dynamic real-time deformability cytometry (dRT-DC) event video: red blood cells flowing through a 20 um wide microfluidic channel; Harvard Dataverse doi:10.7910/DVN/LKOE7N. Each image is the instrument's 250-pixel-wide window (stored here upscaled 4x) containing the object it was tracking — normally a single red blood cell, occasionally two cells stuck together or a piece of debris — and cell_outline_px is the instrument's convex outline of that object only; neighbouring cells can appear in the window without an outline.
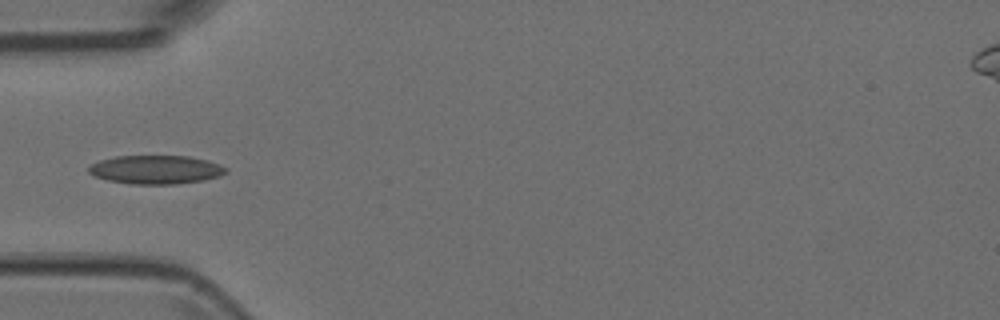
{"species": "Egyptian fruit bat (a non-hibernating species)", "species_latin": "Rousettus aegyptiacus", "temperature_condition": "room temperature", "stored_images_in_passage": 4, "camera_frame_rate_fps": 3000, "um_per_image_px": 0.085, "animal": {"sex": "female"}, "frame": {"image": 1, "passage_image": 4, "time_ms": 1.0, "image_size_px": [1000, 320], "cell_outline_px": [[228, 172], [220, 176], [204, 180], [176, 184], [132, 184], [108, 180], [96, 176], [88, 172], [88, 168], [92, 164], [100, 160], [116, 156], [188, 156], [208, 160], [220, 164], [228, 168]], "centroid_in_image_um": [13.3, 14.42], "position_along_channel_um": 71.7, "area_um2": 22.95}}